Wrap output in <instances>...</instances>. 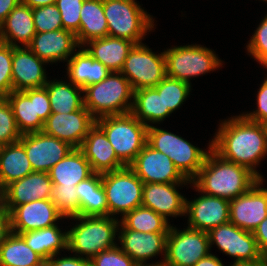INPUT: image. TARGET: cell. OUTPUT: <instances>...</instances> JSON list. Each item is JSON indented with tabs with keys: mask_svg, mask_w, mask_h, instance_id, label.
<instances>
[{
	"mask_svg": "<svg viewBox=\"0 0 267 266\" xmlns=\"http://www.w3.org/2000/svg\"><path fill=\"white\" fill-rule=\"evenodd\" d=\"M257 110L243 115L251 121L264 124L267 122V78L259 88L257 95Z\"/></svg>",
	"mask_w": 267,
	"mask_h": 266,
	"instance_id": "46",
	"label": "cell"
},
{
	"mask_svg": "<svg viewBox=\"0 0 267 266\" xmlns=\"http://www.w3.org/2000/svg\"><path fill=\"white\" fill-rule=\"evenodd\" d=\"M92 266H136V263L119 246L105 250L91 259Z\"/></svg>",
	"mask_w": 267,
	"mask_h": 266,
	"instance_id": "45",
	"label": "cell"
},
{
	"mask_svg": "<svg viewBox=\"0 0 267 266\" xmlns=\"http://www.w3.org/2000/svg\"><path fill=\"white\" fill-rule=\"evenodd\" d=\"M136 266H166V264L164 263V261L163 262H157L156 264H136Z\"/></svg>",
	"mask_w": 267,
	"mask_h": 266,
	"instance_id": "54",
	"label": "cell"
},
{
	"mask_svg": "<svg viewBox=\"0 0 267 266\" xmlns=\"http://www.w3.org/2000/svg\"><path fill=\"white\" fill-rule=\"evenodd\" d=\"M263 179L258 180L246 193L230 200L229 222L253 232L267 217V188H262Z\"/></svg>",
	"mask_w": 267,
	"mask_h": 266,
	"instance_id": "16",
	"label": "cell"
},
{
	"mask_svg": "<svg viewBox=\"0 0 267 266\" xmlns=\"http://www.w3.org/2000/svg\"><path fill=\"white\" fill-rule=\"evenodd\" d=\"M147 143L153 149L166 154L179 172L189 181L197 176L209 153L176 134L152 125L147 130Z\"/></svg>",
	"mask_w": 267,
	"mask_h": 266,
	"instance_id": "7",
	"label": "cell"
},
{
	"mask_svg": "<svg viewBox=\"0 0 267 266\" xmlns=\"http://www.w3.org/2000/svg\"><path fill=\"white\" fill-rule=\"evenodd\" d=\"M24 4L34 9L37 7H43L48 5H54L56 0H22Z\"/></svg>",
	"mask_w": 267,
	"mask_h": 266,
	"instance_id": "52",
	"label": "cell"
},
{
	"mask_svg": "<svg viewBox=\"0 0 267 266\" xmlns=\"http://www.w3.org/2000/svg\"><path fill=\"white\" fill-rule=\"evenodd\" d=\"M121 220L122 229L143 233H168L171 227L163 216L143 206L126 213Z\"/></svg>",
	"mask_w": 267,
	"mask_h": 266,
	"instance_id": "37",
	"label": "cell"
},
{
	"mask_svg": "<svg viewBox=\"0 0 267 266\" xmlns=\"http://www.w3.org/2000/svg\"><path fill=\"white\" fill-rule=\"evenodd\" d=\"M47 89L52 113H70L84 107V90L65 81H47L44 86ZM80 93V94H79Z\"/></svg>",
	"mask_w": 267,
	"mask_h": 266,
	"instance_id": "35",
	"label": "cell"
},
{
	"mask_svg": "<svg viewBox=\"0 0 267 266\" xmlns=\"http://www.w3.org/2000/svg\"><path fill=\"white\" fill-rule=\"evenodd\" d=\"M164 54L166 76L189 84L191 77L214 71L222 65L212 50L196 44L173 47Z\"/></svg>",
	"mask_w": 267,
	"mask_h": 266,
	"instance_id": "9",
	"label": "cell"
},
{
	"mask_svg": "<svg viewBox=\"0 0 267 266\" xmlns=\"http://www.w3.org/2000/svg\"><path fill=\"white\" fill-rule=\"evenodd\" d=\"M77 257H62L55 259L52 256L46 262L48 266H92L91 260L76 255Z\"/></svg>",
	"mask_w": 267,
	"mask_h": 266,
	"instance_id": "47",
	"label": "cell"
},
{
	"mask_svg": "<svg viewBox=\"0 0 267 266\" xmlns=\"http://www.w3.org/2000/svg\"><path fill=\"white\" fill-rule=\"evenodd\" d=\"M186 183H144L141 206L152 209L168 220V216L185 215L186 198L176 185Z\"/></svg>",
	"mask_w": 267,
	"mask_h": 266,
	"instance_id": "23",
	"label": "cell"
},
{
	"mask_svg": "<svg viewBox=\"0 0 267 266\" xmlns=\"http://www.w3.org/2000/svg\"><path fill=\"white\" fill-rule=\"evenodd\" d=\"M22 0H0V25Z\"/></svg>",
	"mask_w": 267,
	"mask_h": 266,
	"instance_id": "50",
	"label": "cell"
},
{
	"mask_svg": "<svg viewBox=\"0 0 267 266\" xmlns=\"http://www.w3.org/2000/svg\"><path fill=\"white\" fill-rule=\"evenodd\" d=\"M11 233L10 215L2 207L0 209V246L5 241L6 237Z\"/></svg>",
	"mask_w": 267,
	"mask_h": 266,
	"instance_id": "49",
	"label": "cell"
},
{
	"mask_svg": "<svg viewBox=\"0 0 267 266\" xmlns=\"http://www.w3.org/2000/svg\"><path fill=\"white\" fill-rule=\"evenodd\" d=\"M51 201L64 217L80 216L79 197L76 185L53 184Z\"/></svg>",
	"mask_w": 267,
	"mask_h": 266,
	"instance_id": "39",
	"label": "cell"
},
{
	"mask_svg": "<svg viewBox=\"0 0 267 266\" xmlns=\"http://www.w3.org/2000/svg\"><path fill=\"white\" fill-rule=\"evenodd\" d=\"M80 221L67 231V250L76 252L86 259H92L102 251L117 244L114 242L120 221L110 216H74ZM119 223V224H118ZM83 254V255H82Z\"/></svg>",
	"mask_w": 267,
	"mask_h": 266,
	"instance_id": "3",
	"label": "cell"
},
{
	"mask_svg": "<svg viewBox=\"0 0 267 266\" xmlns=\"http://www.w3.org/2000/svg\"><path fill=\"white\" fill-rule=\"evenodd\" d=\"M118 236L120 239L119 247L136 264H145L146 260L164 252L166 253V240L168 233H143L130 229H122Z\"/></svg>",
	"mask_w": 267,
	"mask_h": 266,
	"instance_id": "25",
	"label": "cell"
},
{
	"mask_svg": "<svg viewBox=\"0 0 267 266\" xmlns=\"http://www.w3.org/2000/svg\"><path fill=\"white\" fill-rule=\"evenodd\" d=\"M129 167L143 183H192L166 154L153 149L148 143Z\"/></svg>",
	"mask_w": 267,
	"mask_h": 266,
	"instance_id": "15",
	"label": "cell"
},
{
	"mask_svg": "<svg viewBox=\"0 0 267 266\" xmlns=\"http://www.w3.org/2000/svg\"><path fill=\"white\" fill-rule=\"evenodd\" d=\"M95 123L104 131L125 166H129L147 144L148 127L131 112L103 116L95 119Z\"/></svg>",
	"mask_w": 267,
	"mask_h": 266,
	"instance_id": "5",
	"label": "cell"
},
{
	"mask_svg": "<svg viewBox=\"0 0 267 266\" xmlns=\"http://www.w3.org/2000/svg\"><path fill=\"white\" fill-rule=\"evenodd\" d=\"M132 101L131 113L147 127L150 126L149 122L158 123L171 114L170 111H164L162 93H158L154 88L135 90Z\"/></svg>",
	"mask_w": 267,
	"mask_h": 266,
	"instance_id": "34",
	"label": "cell"
},
{
	"mask_svg": "<svg viewBox=\"0 0 267 266\" xmlns=\"http://www.w3.org/2000/svg\"><path fill=\"white\" fill-rule=\"evenodd\" d=\"M84 93V107L95 119L131 112L134 90L121 72H111L101 82L86 87Z\"/></svg>",
	"mask_w": 267,
	"mask_h": 266,
	"instance_id": "4",
	"label": "cell"
},
{
	"mask_svg": "<svg viewBox=\"0 0 267 266\" xmlns=\"http://www.w3.org/2000/svg\"><path fill=\"white\" fill-rule=\"evenodd\" d=\"M94 124L95 118L83 107L70 113H51L44 122L42 131L74 148H80L89 129Z\"/></svg>",
	"mask_w": 267,
	"mask_h": 266,
	"instance_id": "17",
	"label": "cell"
},
{
	"mask_svg": "<svg viewBox=\"0 0 267 266\" xmlns=\"http://www.w3.org/2000/svg\"><path fill=\"white\" fill-rule=\"evenodd\" d=\"M39 266H48L47 262L45 261L43 264L39 265Z\"/></svg>",
	"mask_w": 267,
	"mask_h": 266,
	"instance_id": "57",
	"label": "cell"
},
{
	"mask_svg": "<svg viewBox=\"0 0 267 266\" xmlns=\"http://www.w3.org/2000/svg\"><path fill=\"white\" fill-rule=\"evenodd\" d=\"M4 98L12 108L17 128L22 135L43 130L44 122L52 113L45 87L12 91Z\"/></svg>",
	"mask_w": 267,
	"mask_h": 266,
	"instance_id": "10",
	"label": "cell"
},
{
	"mask_svg": "<svg viewBox=\"0 0 267 266\" xmlns=\"http://www.w3.org/2000/svg\"><path fill=\"white\" fill-rule=\"evenodd\" d=\"M247 50L256 61L267 68V15L252 35Z\"/></svg>",
	"mask_w": 267,
	"mask_h": 266,
	"instance_id": "44",
	"label": "cell"
},
{
	"mask_svg": "<svg viewBox=\"0 0 267 266\" xmlns=\"http://www.w3.org/2000/svg\"><path fill=\"white\" fill-rule=\"evenodd\" d=\"M52 184L77 185L94 172L89 161L79 148H74L48 172Z\"/></svg>",
	"mask_w": 267,
	"mask_h": 266,
	"instance_id": "29",
	"label": "cell"
},
{
	"mask_svg": "<svg viewBox=\"0 0 267 266\" xmlns=\"http://www.w3.org/2000/svg\"><path fill=\"white\" fill-rule=\"evenodd\" d=\"M208 148L203 166L191 181L198 192L230 201L260 180L246 167L222 159L212 150V143Z\"/></svg>",
	"mask_w": 267,
	"mask_h": 266,
	"instance_id": "2",
	"label": "cell"
},
{
	"mask_svg": "<svg viewBox=\"0 0 267 266\" xmlns=\"http://www.w3.org/2000/svg\"><path fill=\"white\" fill-rule=\"evenodd\" d=\"M35 34L32 8L22 1L0 25V42L13 47H19L16 40L28 47Z\"/></svg>",
	"mask_w": 267,
	"mask_h": 266,
	"instance_id": "26",
	"label": "cell"
},
{
	"mask_svg": "<svg viewBox=\"0 0 267 266\" xmlns=\"http://www.w3.org/2000/svg\"><path fill=\"white\" fill-rule=\"evenodd\" d=\"M231 266H266L264 260L254 262H235Z\"/></svg>",
	"mask_w": 267,
	"mask_h": 266,
	"instance_id": "53",
	"label": "cell"
},
{
	"mask_svg": "<svg viewBox=\"0 0 267 266\" xmlns=\"http://www.w3.org/2000/svg\"><path fill=\"white\" fill-rule=\"evenodd\" d=\"M108 36L142 43L143 36L154 26V20L135 0H103Z\"/></svg>",
	"mask_w": 267,
	"mask_h": 266,
	"instance_id": "6",
	"label": "cell"
},
{
	"mask_svg": "<svg viewBox=\"0 0 267 266\" xmlns=\"http://www.w3.org/2000/svg\"><path fill=\"white\" fill-rule=\"evenodd\" d=\"M33 172L24 146L18 141L0 146V187L3 190L10 183Z\"/></svg>",
	"mask_w": 267,
	"mask_h": 266,
	"instance_id": "30",
	"label": "cell"
},
{
	"mask_svg": "<svg viewBox=\"0 0 267 266\" xmlns=\"http://www.w3.org/2000/svg\"><path fill=\"white\" fill-rule=\"evenodd\" d=\"M193 266H224L221 260L209 253L207 256L198 260Z\"/></svg>",
	"mask_w": 267,
	"mask_h": 266,
	"instance_id": "51",
	"label": "cell"
},
{
	"mask_svg": "<svg viewBox=\"0 0 267 266\" xmlns=\"http://www.w3.org/2000/svg\"><path fill=\"white\" fill-rule=\"evenodd\" d=\"M13 46L0 42V97L10 94L12 89Z\"/></svg>",
	"mask_w": 267,
	"mask_h": 266,
	"instance_id": "43",
	"label": "cell"
},
{
	"mask_svg": "<svg viewBox=\"0 0 267 266\" xmlns=\"http://www.w3.org/2000/svg\"><path fill=\"white\" fill-rule=\"evenodd\" d=\"M212 150L222 159L246 167L259 179L255 169L267 154V132L264 124L248 120L243 114L220 124Z\"/></svg>",
	"mask_w": 267,
	"mask_h": 266,
	"instance_id": "1",
	"label": "cell"
},
{
	"mask_svg": "<svg viewBox=\"0 0 267 266\" xmlns=\"http://www.w3.org/2000/svg\"><path fill=\"white\" fill-rule=\"evenodd\" d=\"M19 142L24 146L33 171L49 172L73 149L70 144L45 134L43 131L23 134Z\"/></svg>",
	"mask_w": 267,
	"mask_h": 266,
	"instance_id": "14",
	"label": "cell"
},
{
	"mask_svg": "<svg viewBox=\"0 0 267 266\" xmlns=\"http://www.w3.org/2000/svg\"><path fill=\"white\" fill-rule=\"evenodd\" d=\"M68 59V78H70V82L83 90L92 84L101 82L111 73L105 65L95 60L84 48Z\"/></svg>",
	"mask_w": 267,
	"mask_h": 266,
	"instance_id": "28",
	"label": "cell"
},
{
	"mask_svg": "<svg viewBox=\"0 0 267 266\" xmlns=\"http://www.w3.org/2000/svg\"><path fill=\"white\" fill-rule=\"evenodd\" d=\"M106 192L108 216H123L142 204L143 181L129 167L102 174Z\"/></svg>",
	"mask_w": 267,
	"mask_h": 266,
	"instance_id": "8",
	"label": "cell"
},
{
	"mask_svg": "<svg viewBox=\"0 0 267 266\" xmlns=\"http://www.w3.org/2000/svg\"><path fill=\"white\" fill-rule=\"evenodd\" d=\"M78 44L76 35L66 29L36 33L28 48L46 63L68 61Z\"/></svg>",
	"mask_w": 267,
	"mask_h": 266,
	"instance_id": "24",
	"label": "cell"
},
{
	"mask_svg": "<svg viewBox=\"0 0 267 266\" xmlns=\"http://www.w3.org/2000/svg\"><path fill=\"white\" fill-rule=\"evenodd\" d=\"M86 44L90 46L86 48L89 54L105 65L111 72L121 71L124 61L135 45L130 40L111 36L94 39Z\"/></svg>",
	"mask_w": 267,
	"mask_h": 266,
	"instance_id": "27",
	"label": "cell"
},
{
	"mask_svg": "<svg viewBox=\"0 0 267 266\" xmlns=\"http://www.w3.org/2000/svg\"><path fill=\"white\" fill-rule=\"evenodd\" d=\"M84 0H56L55 5L59 9L63 29L75 35L80 29V11Z\"/></svg>",
	"mask_w": 267,
	"mask_h": 266,
	"instance_id": "42",
	"label": "cell"
},
{
	"mask_svg": "<svg viewBox=\"0 0 267 266\" xmlns=\"http://www.w3.org/2000/svg\"><path fill=\"white\" fill-rule=\"evenodd\" d=\"M264 126H265V128H266V132H267V122H266V123H264Z\"/></svg>",
	"mask_w": 267,
	"mask_h": 266,
	"instance_id": "58",
	"label": "cell"
},
{
	"mask_svg": "<svg viewBox=\"0 0 267 266\" xmlns=\"http://www.w3.org/2000/svg\"><path fill=\"white\" fill-rule=\"evenodd\" d=\"M108 36V24L104 15L103 0H84L80 11V29L76 34L78 44Z\"/></svg>",
	"mask_w": 267,
	"mask_h": 266,
	"instance_id": "32",
	"label": "cell"
},
{
	"mask_svg": "<svg viewBox=\"0 0 267 266\" xmlns=\"http://www.w3.org/2000/svg\"><path fill=\"white\" fill-rule=\"evenodd\" d=\"M32 13L36 33L63 29L61 15L55 4L34 8Z\"/></svg>",
	"mask_w": 267,
	"mask_h": 266,
	"instance_id": "41",
	"label": "cell"
},
{
	"mask_svg": "<svg viewBox=\"0 0 267 266\" xmlns=\"http://www.w3.org/2000/svg\"><path fill=\"white\" fill-rule=\"evenodd\" d=\"M79 197L80 216H108L106 192L102 185V174L93 173L76 185Z\"/></svg>",
	"mask_w": 267,
	"mask_h": 266,
	"instance_id": "31",
	"label": "cell"
},
{
	"mask_svg": "<svg viewBox=\"0 0 267 266\" xmlns=\"http://www.w3.org/2000/svg\"><path fill=\"white\" fill-rule=\"evenodd\" d=\"M191 84L166 76L154 89L162 93L164 111L178 109L190 94Z\"/></svg>",
	"mask_w": 267,
	"mask_h": 266,
	"instance_id": "38",
	"label": "cell"
},
{
	"mask_svg": "<svg viewBox=\"0 0 267 266\" xmlns=\"http://www.w3.org/2000/svg\"><path fill=\"white\" fill-rule=\"evenodd\" d=\"M209 237L206 231L187 227L179 231L170 227L163 259L166 266H193L209 254Z\"/></svg>",
	"mask_w": 267,
	"mask_h": 266,
	"instance_id": "12",
	"label": "cell"
},
{
	"mask_svg": "<svg viewBox=\"0 0 267 266\" xmlns=\"http://www.w3.org/2000/svg\"><path fill=\"white\" fill-rule=\"evenodd\" d=\"M21 136L10 104L0 97V146L18 142Z\"/></svg>",
	"mask_w": 267,
	"mask_h": 266,
	"instance_id": "40",
	"label": "cell"
},
{
	"mask_svg": "<svg viewBox=\"0 0 267 266\" xmlns=\"http://www.w3.org/2000/svg\"><path fill=\"white\" fill-rule=\"evenodd\" d=\"M44 63L46 62L36 56L28 47H13V91L44 87L47 83L46 72L43 68Z\"/></svg>",
	"mask_w": 267,
	"mask_h": 266,
	"instance_id": "21",
	"label": "cell"
},
{
	"mask_svg": "<svg viewBox=\"0 0 267 266\" xmlns=\"http://www.w3.org/2000/svg\"><path fill=\"white\" fill-rule=\"evenodd\" d=\"M230 201L216 196L201 195L187 201L185 214H189L188 227L208 232L212 228L229 222Z\"/></svg>",
	"mask_w": 267,
	"mask_h": 266,
	"instance_id": "20",
	"label": "cell"
},
{
	"mask_svg": "<svg viewBox=\"0 0 267 266\" xmlns=\"http://www.w3.org/2000/svg\"><path fill=\"white\" fill-rule=\"evenodd\" d=\"M44 262L18 234L11 232L0 246V266H39Z\"/></svg>",
	"mask_w": 267,
	"mask_h": 266,
	"instance_id": "36",
	"label": "cell"
},
{
	"mask_svg": "<svg viewBox=\"0 0 267 266\" xmlns=\"http://www.w3.org/2000/svg\"><path fill=\"white\" fill-rule=\"evenodd\" d=\"M130 82L133 90L154 88L166 77L165 54H155L143 43L130 50L120 71Z\"/></svg>",
	"mask_w": 267,
	"mask_h": 266,
	"instance_id": "11",
	"label": "cell"
},
{
	"mask_svg": "<svg viewBox=\"0 0 267 266\" xmlns=\"http://www.w3.org/2000/svg\"><path fill=\"white\" fill-rule=\"evenodd\" d=\"M26 244L45 261L57 257L60 249H67V232L57 225L19 234Z\"/></svg>",
	"mask_w": 267,
	"mask_h": 266,
	"instance_id": "33",
	"label": "cell"
},
{
	"mask_svg": "<svg viewBox=\"0 0 267 266\" xmlns=\"http://www.w3.org/2000/svg\"><path fill=\"white\" fill-rule=\"evenodd\" d=\"M52 187L49 173L33 171L20 180L10 183L2 190L3 208L10 213L21 204L51 199Z\"/></svg>",
	"mask_w": 267,
	"mask_h": 266,
	"instance_id": "19",
	"label": "cell"
},
{
	"mask_svg": "<svg viewBox=\"0 0 267 266\" xmlns=\"http://www.w3.org/2000/svg\"><path fill=\"white\" fill-rule=\"evenodd\" d=\"M11 232L21 234L56 225L65 218L51 199L36 200L16 206L10 213Z\"/></svg>",
	"mask_w": 267,
	"mask_h": 266,
	"instance_id": "18",
	"label": "cell"
},
{
	"mask_svg": "<svg viewBox=\"0 0 267 266\" xmlns=\"http://www.w3.org/2000/svg\"><path fill=\"white\" fill-rule=\"evenodd\" d=\"M207 233L210 248L215 243L223 253L234 257L235 262H254L264 258L253 232L245 231L231 222L212 228Z\"/></svg>",
	"mask_w": 267,
	"mask_h": 266,
	"instance_id": "13",
	"label": "cell"
},
{
	"mask_svg": "<svg viewBox=\"0 0 267 266\" xmlns=\"http://www.w3.org/2000/svg\"><path fill=\"white\" fill-rule=\"evenodd\" d=\"M89 161L94 173H107L125 165L118 159L104 131L95 123L79 148Z\"/></svg>",
	"mask_w": 267,
	"mask_h": 266,
	"instance_id": "22",
	"label": "cell"
},
{
	"mask_svg": "<svg viewBox=\"0 0 267 266\" xmlns=\"http://www.w3.org/2000/svg\"><path fill=\"white\" fill-rule=\"evenodd\" d=\"M3 207V196H2V189L0 187V209Z\"/></svg>",
	"mask_w": 267,
	"mask_h": 266,
	"instance_id": "55",
	"label": "cell"
},
{
	"mask_svg": "<svg viewBox=\"0 0 267 266\" xmlns=\"http://www.w3.org/2000/svg\"><path fill=\"white\" fill-rule=\"evenodd\" d=\"M258 247L263 255L267 254V217L253 231Z\"/></svg>",
	"mask_w": 267,
	"mask_h": 266,
	"instance_id": "48",
	"label": "cell"
},
{
	"mask_svg": "<svg viewBox=\"0 0 267 266\" xmlns=\"http://www.w3.org/2000/svg\"><path fill=\"white\" fill-rule=\"evenodd\" d=\"M263 260H264V262H265V264H266V266H267V254H266V255H264V258H263Z\"/></svg>",
	"mask_w": 267,
	"mask_h": 266,
	"instance_id": "56",
	"label": "cell"
}]
</instances>
